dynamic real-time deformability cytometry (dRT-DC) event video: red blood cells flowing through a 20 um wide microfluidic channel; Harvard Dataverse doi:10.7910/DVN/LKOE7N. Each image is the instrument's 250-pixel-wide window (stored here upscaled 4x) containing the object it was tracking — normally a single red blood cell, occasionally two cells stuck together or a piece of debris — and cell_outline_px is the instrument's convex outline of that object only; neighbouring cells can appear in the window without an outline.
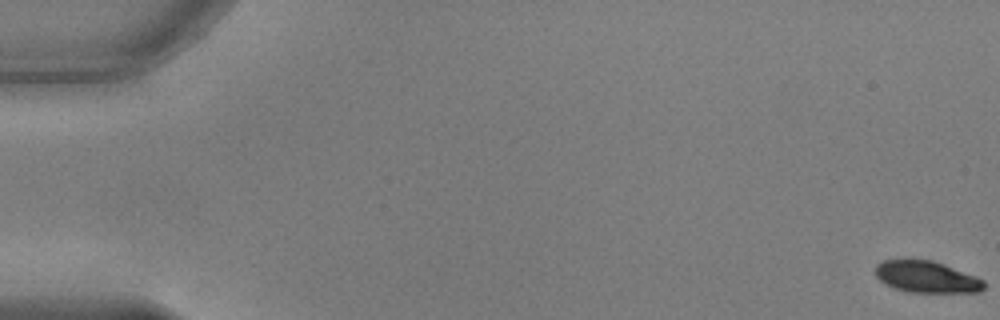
{"species": "common noctule bat (a hibernating species)", "species_latin": "Nyctalus noctula", "temperature_condition": "warm", "stored_images_in_passage": 54, "camera_frame_rate_fps": 3000, "um_per_image_px": 0.085, "animal": {"sex": "male", "body_mass_g": 17.9, "forearm_length_mm": 54.2}, "frame": {"image": 1, "passage_image": 1, "time_ms": 0.0, "image_size_px": [1000, 320], "cell_outline_px": [[984, 288], [980, 292], [908, 292], [896, 288], [880, 280], [876, 276], [876, 264], [884, 260], [932, 260], [944, 264], [976, 276], [984, 280]], "centroid_in_image_um": [78.79, 23.54], "position_along_channel_um": 6.2, "area_um2": 19.77}}
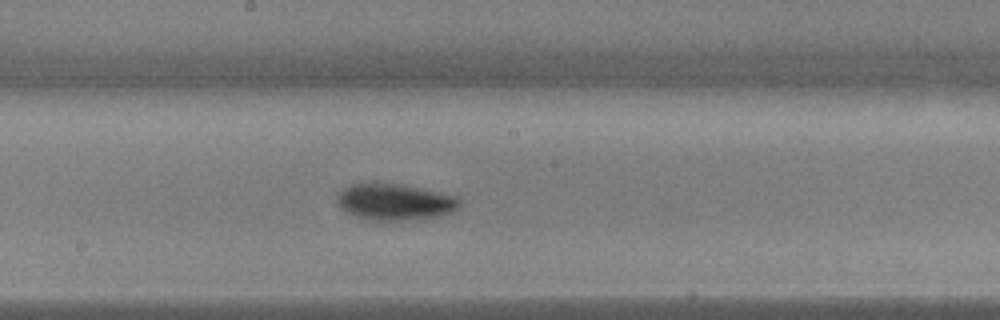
{"frame": {"image": 2, "passage_image": 30, "time_ms": 9.667, "image_size_px": [1000, 320], "cell_outline_px": [[460, 208], [452, 212], [440, 216], [396, 220], [372, 220], [356, 216], [348, 212], [336, 200], [340, 188], [352, 184], [404, 184], [440, 192], [456, 196], [460, 200]], "centroid_in_image_um": [33.6, 17.15], "position_along_channel_um": 214.6, "area_um2": 25.66}}
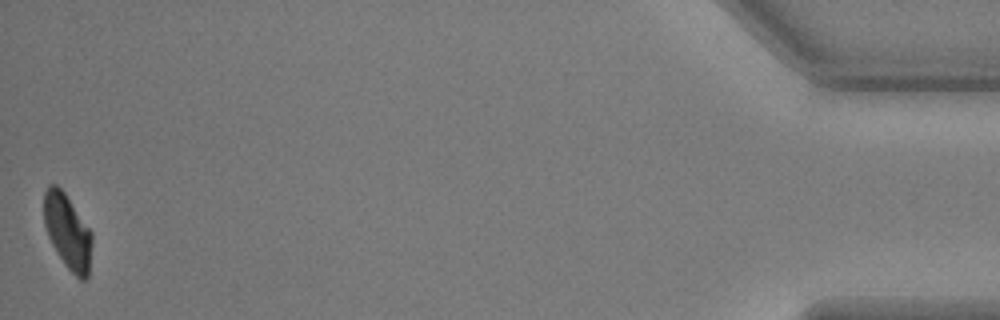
{"frame": {"image": 3, "passage_image": 54, "time_ms": 17.667, "image_size_px": [1000, 320], "cell_outline_px": [[92, 244], [88, 276], [84, 280], [80, 280], [64, 264], [52, 244], [48, 236], [44, 224], [44, 192], [48, 184], [56, 184], [64, 192], [92, 232]], "centroid_in_image_um": [5.74, 19.68], "position_along_channel_um": 429.5, "area_um2": 20.87}, "authors_computed_cell_mechanics": {"area_um2": 23.3223, "velocity_mm_per_s": 3.7971, "shape_relaxation_time_tau1_ms": 2.0582, "shape_relaxation_time_tau2_ms": 4.626, "deformation_change_tau1": 0.1411, "deformation_change_tau2": 0.0847}}